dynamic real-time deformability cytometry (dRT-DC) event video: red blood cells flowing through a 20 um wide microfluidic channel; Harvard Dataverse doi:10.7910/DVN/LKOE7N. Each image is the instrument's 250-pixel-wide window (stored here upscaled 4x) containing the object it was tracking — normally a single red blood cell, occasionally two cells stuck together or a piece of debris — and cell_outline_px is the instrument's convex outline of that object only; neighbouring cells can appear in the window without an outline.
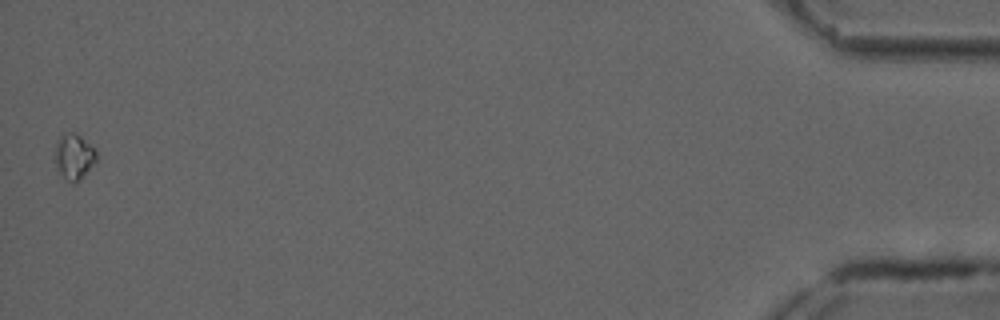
{"species": "common noctule bat (a hibernating species)", "species_latin": "Nyctalus noctula", "temperature_condition": "cold", "stored_images_in_passage": 55, "camera_frame_rate_fps": 3000, "um_per_image_px": 0.085, "animal": {"sex": "male", "forearm_length_mm": 52.5}, "frame": {"image": 1, "passage_image": 55, "time_ms": 18.0, "image_size_px": [1000, 320], "cell_outline_px": [[96, 160], [80, 180], [72, 184], [56, 168], [56, 144], [60, 136], [68, 132], [72, 132], [80, 136], [96, 152]], "centroid_in_image_um": [6.28, 13.32], "position_along_channel_um": 428.9, "area_um2": 10.52}}